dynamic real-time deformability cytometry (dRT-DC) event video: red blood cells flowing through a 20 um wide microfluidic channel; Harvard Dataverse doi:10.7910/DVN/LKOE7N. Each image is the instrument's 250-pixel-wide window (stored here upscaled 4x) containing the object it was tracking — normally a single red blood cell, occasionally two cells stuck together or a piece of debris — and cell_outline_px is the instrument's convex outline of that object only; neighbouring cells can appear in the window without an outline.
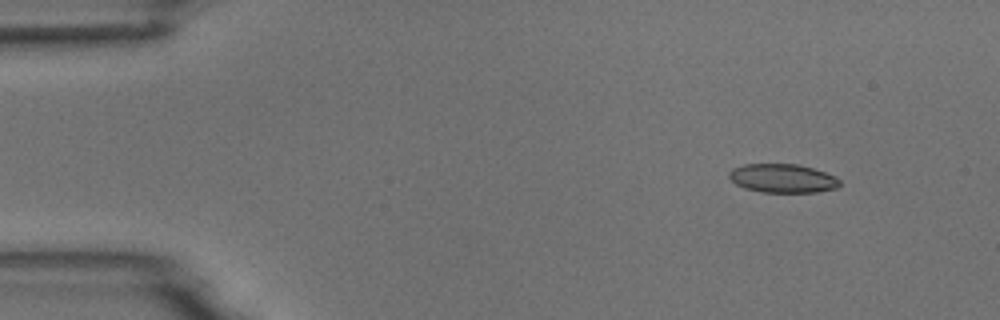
{"species": "common noctule bat (a hibernating species)", "species_latin": "Nyctalus noctula", "temperature_condition": "room temperature", "stored_images_in_passage": 7, "camera_frame_rate_fps": 3000, "um_per_image_px": 0.085, "animal": {"sex": "male", "body_mass_g": 18.8}, "frame": {"image": 1, "passage_image": 2, "time_ms": 1.0, "image_size_px": [1000, 320], "cell_outline_px": [[840, 184], [836, 188], [816, 192], [760, 192], [744, 188], [736, 184], [728, 176], [728, 172], [732, 168], [744, 164], [796, 164], [812, 168], [836, 176], [840, 180]], "centroid_in_image_um": [66.5, 15.16], "position_along_channel_um": 18.5, "area_um2": 18.55}}
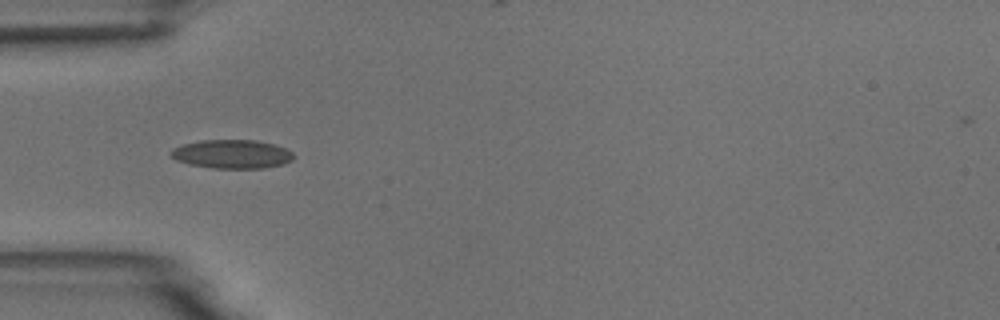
{"frame": {"image": 2, "passage_image": 5, "time_ms": 4.667, "image_size_px": [1000, 320], "cell_outline_px": [[296, 156], [292, 160], [284, 164], [264, 168], [212, 168], [188, 164], [176, 160], [168, 152], [172, 148], [184, 144], [200, 140], [256, 140], [272, 144], [284, 148], [292, 152]], "centroid_in_image_um": [19.71, 13.1], "position_along_channel_um": 65.3, "area_um2": 20.63}}